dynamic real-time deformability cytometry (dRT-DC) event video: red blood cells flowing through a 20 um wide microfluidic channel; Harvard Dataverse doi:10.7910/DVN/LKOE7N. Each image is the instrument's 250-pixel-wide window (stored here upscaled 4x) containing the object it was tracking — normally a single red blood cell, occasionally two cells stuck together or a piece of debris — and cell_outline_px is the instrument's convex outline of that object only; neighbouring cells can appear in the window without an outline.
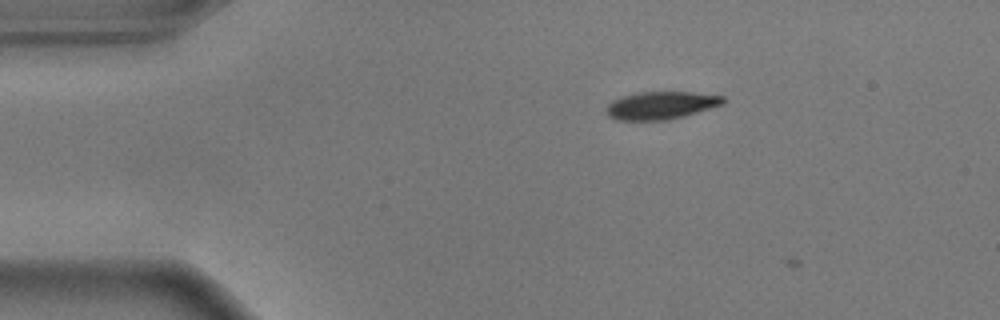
{"species": "common noctule bat (a hibernating species)", "species_latin": "Nyctalus noctula", "temperature_condition": "warm", "stored_images_in_passage": 5, "camera_frame_rate_fps": 3000, "um_per_image_px": 0.085, "animal": {"sex": "male", "body_mass_g": 17.9}, "frame": {"image": 1, "passage_image": 4, "time_ms": 1.0, "image_size_px": [1000, 320], "cell_outline_px": [[724, 104], [684, 116], [668, 120], [616, 120], [608, 116], [608, 104], [612, 100], [624, 96], [640, 92], [692, 92], [724, 96]], "centroid_in_image_um": [56.2, 8.96], "position_along_channel_um": 28.8, "area_um2": 18.73}}